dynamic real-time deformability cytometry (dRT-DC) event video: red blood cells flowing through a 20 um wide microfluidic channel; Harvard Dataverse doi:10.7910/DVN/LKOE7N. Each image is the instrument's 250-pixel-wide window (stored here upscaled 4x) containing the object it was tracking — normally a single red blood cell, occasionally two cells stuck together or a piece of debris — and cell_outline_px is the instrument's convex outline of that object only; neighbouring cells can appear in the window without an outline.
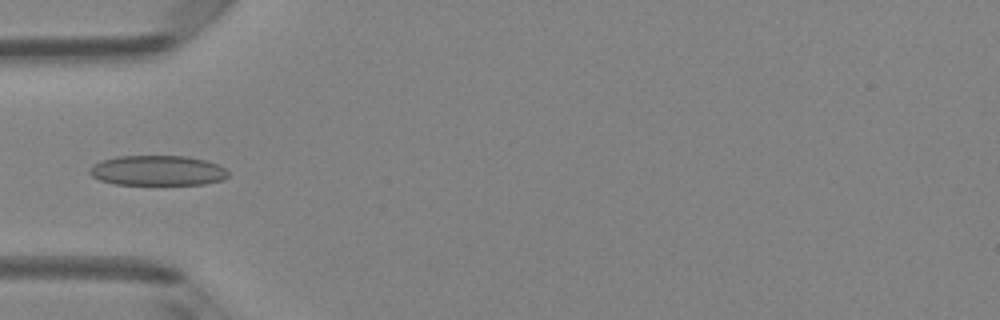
{"species": "Egyptian fruit bat (a non-hibernating species)", "species_latin": "Rousettus aegyptiacus", "temperature_condition": "room temperature", "stored_images_in_passage": 6, "camera_frame_rate_fps": 3000, "um_per_image_px": 0.085, "animal": {"sex": "female"}, "frame": {"image": 1, "passage_image": 5, "time_ms": 1.333, "image_size_px": [1000, 320], "cell_outline_px": [[228, 176], [224, 180], [204, 184], [116, 184], [100, 180], [92, 176], [88, 172], [88, 168], [92, 164], [100, 160], [116, 156], [188, 156], [208, 160], [220, 164], [228, 172]], "centroid_in_image_um": [13.4, 14.48], "position_along_channel_um": 71.6, "area_um2": 24.62}}
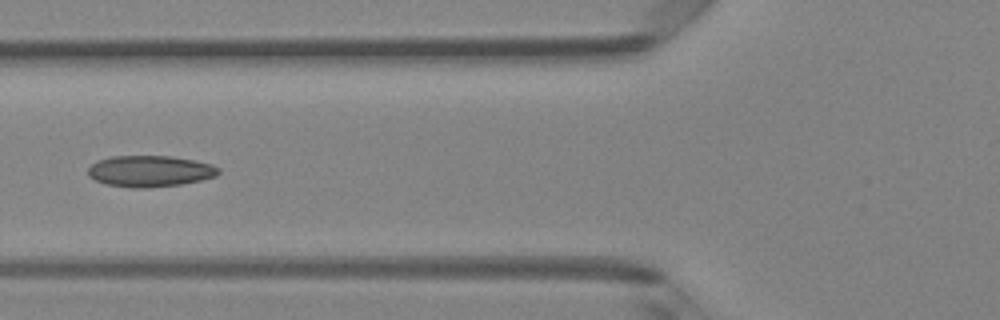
{"frame": {"image": 2, "passage_image": 6, "time_ms": 1.667, "image_size_px": [1000, 320], "cell_outline_px": [[220, 172], [216, 176], [200, 180], [180, 184], [148, 188], [132, 188], [108, 184], [96, 180], [88, 176], [88, 168], [96, 160], [112, 156], [172, 156], [212, 164], [220, 168]], "centroid_in_image_um": [12.74, 14.54], "position_along_channel_um": 113.1, "area_um2": 23.76}}